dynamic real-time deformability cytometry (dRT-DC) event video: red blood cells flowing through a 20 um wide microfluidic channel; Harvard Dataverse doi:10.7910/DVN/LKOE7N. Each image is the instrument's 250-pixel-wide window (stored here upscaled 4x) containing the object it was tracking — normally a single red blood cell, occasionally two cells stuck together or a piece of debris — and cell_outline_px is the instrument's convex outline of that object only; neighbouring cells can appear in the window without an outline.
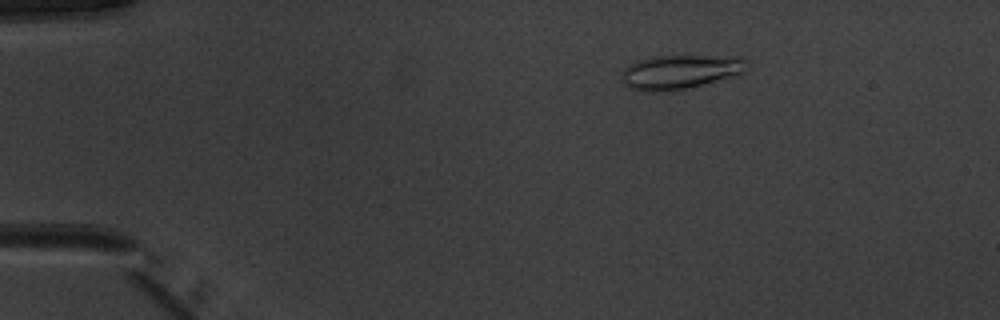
{"species": "common noctule bat (a hibernating species)", "species_latin": "Nyctalus noctula", "temperature_condition": "warm", "stored_images_in_passage": 50, "camera_frame_rate_fps": 3000, "um_per_image_px": 0.085, "animal": {"sex": "male", "body_mass_g": 20.1, "forearm_length_mm": 53.5}, "frame": {"image": 1, "passage_image": 9, "time_ms": 2.667, "image_size_px": [1000, 320], "cell_outline_px": [[744, 72], [740, 76], [684, 88], [652, 92], [628, 88], [624, 84], [624, 68], [628, 64], [636, 60], [652, 56], [740, 56], [744, 60]], "centroid_in_image_um": [57.82, 6.09], "position_along_channel_um": 27.2, "area_um2": 24.74}}
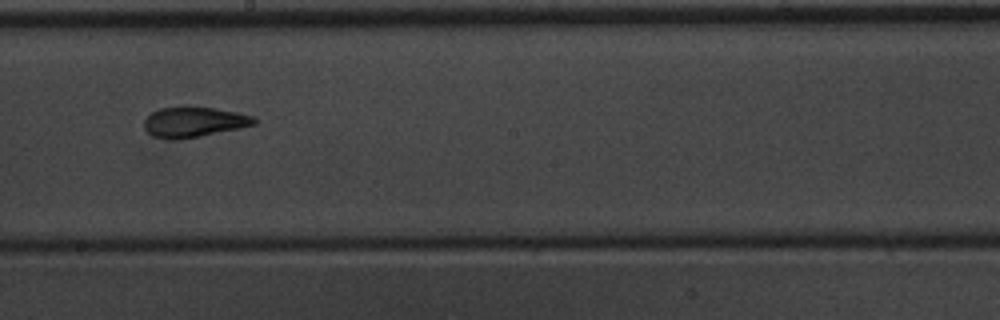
{"frame": {"image": 2, "passage_image": 30, "time_ms": 9.667, "image_size_px": [1000, 320], "cell_outline_px": [[256, 124], [240, 128], [200, 136], [176, 140], [168, 140], [152, 136], [144, 128], [144, 120], [152, 112], [160, 108], [188, 104], [240, 112], [252, 116], [256, 120]], "centroid_in_image_um": [16.46, 10.34], "position_along_channel_um": 231.7, "area_um2": 19.94}}
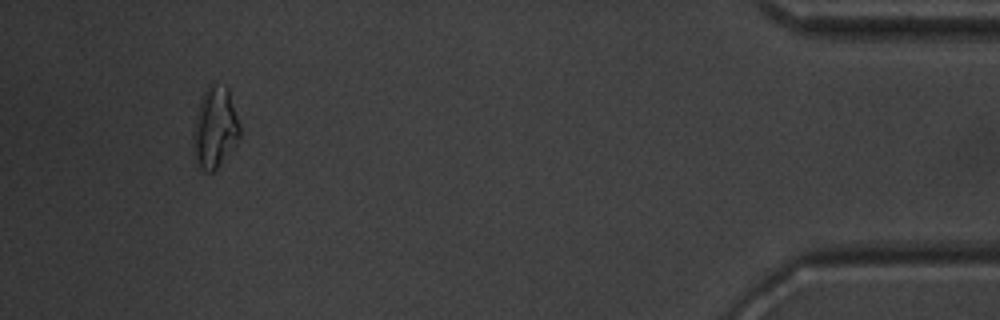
{"frame": {"image": 3, "passage_image": 48, "time_ms": 15.667, "image_size_px": [1000, 320], "cell_outline_px": [[240, 136], [236, 144], [220, 164], [212, 172], [204, 172], [200, 168], [192, 148], [192, 132], [200, 100], [208, 84], [212, 84], [228, 88], [240, 124]], "centroid_in_image_um": [18.26, 10.87], "position_along_channel_um": 416.9, "area_um2": 21.96}}